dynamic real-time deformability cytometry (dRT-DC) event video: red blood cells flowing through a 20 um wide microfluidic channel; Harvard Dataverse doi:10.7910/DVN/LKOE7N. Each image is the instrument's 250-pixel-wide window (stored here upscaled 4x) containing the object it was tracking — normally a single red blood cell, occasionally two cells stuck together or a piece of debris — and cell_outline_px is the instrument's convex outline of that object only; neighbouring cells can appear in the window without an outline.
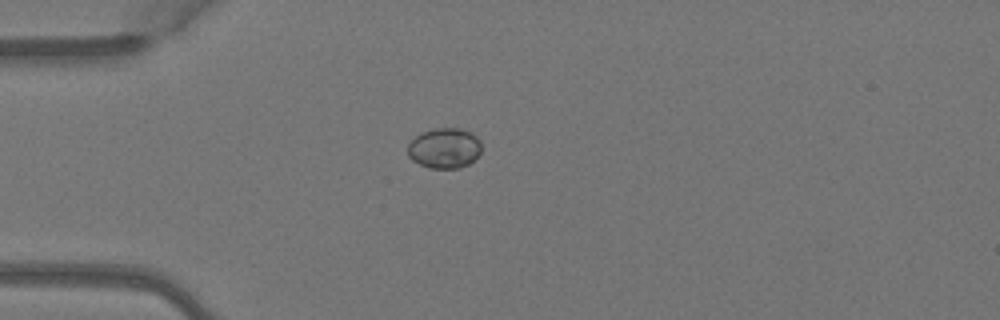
{"species": "Egyptian fruit bat (a non-hibernating species)", "species_latin": "Rousettus aegyptiacus", "temperature_condition": "warm", "stored_images_in_passage": 1, "camera_frame_rate_fps": 3000, "um_per_image_px": 0.085, "animal": {"sex": "female"}, "frame": {"image": 1, "passage_image": 1, "time_ms": 0.0, "image_size_px": [1000, 320], "cell_outline_px": [[480, 152], [468, 164], [460, 168], [428, 168], [412, 160], [408, 156], [408, 144], [420, 132], [436, 128], [460, 128], [472, 132], [480, 140]], "centroid_in_image_um": [37.76, 12.58], "position_along_channel_um": 47.2, "area_um2": 17.34}}